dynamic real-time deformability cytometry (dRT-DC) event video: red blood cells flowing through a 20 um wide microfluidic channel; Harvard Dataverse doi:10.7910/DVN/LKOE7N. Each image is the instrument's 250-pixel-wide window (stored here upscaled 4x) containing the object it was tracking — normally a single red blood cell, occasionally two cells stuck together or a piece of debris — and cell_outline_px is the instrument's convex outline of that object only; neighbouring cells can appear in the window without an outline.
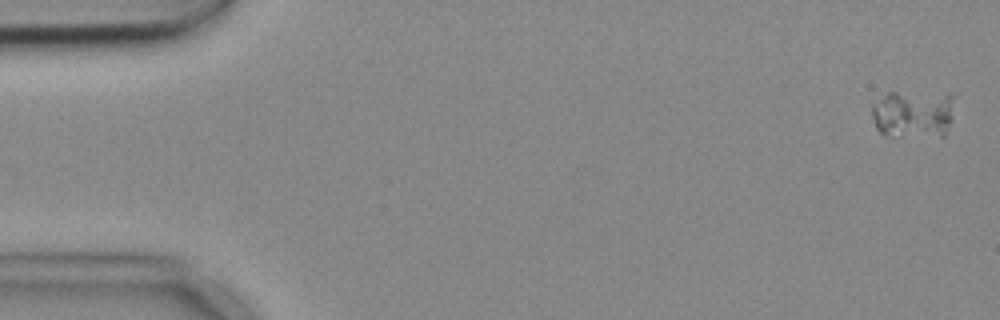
{"species": "common noctule bat (a hibernating species)", "species_latin": "Nyctalus noctula", "temperature_condition": "cold", "stored_images_in_passage": 4, "camera_frame_rate_fps": 3000, "um_per_image_px": 0.085, "animal": {"sex": "female", "body_mass_g": 18.4}, "frame": {"image": 1, "passage_image": 1, "time_ms": 0.0, "image_size_px": [1000, 320], "cell_outline_px": [[956, 96], [948, 124], [944, 136], [892, 136], [880, 132], [876, 128], [872, 116], [872, 104], [888, 92], [896, 92]], "centroid_in_image_um": [77.58, 9.7], "position_along_channel_um": 7.4, "area_um2": 22.72}}